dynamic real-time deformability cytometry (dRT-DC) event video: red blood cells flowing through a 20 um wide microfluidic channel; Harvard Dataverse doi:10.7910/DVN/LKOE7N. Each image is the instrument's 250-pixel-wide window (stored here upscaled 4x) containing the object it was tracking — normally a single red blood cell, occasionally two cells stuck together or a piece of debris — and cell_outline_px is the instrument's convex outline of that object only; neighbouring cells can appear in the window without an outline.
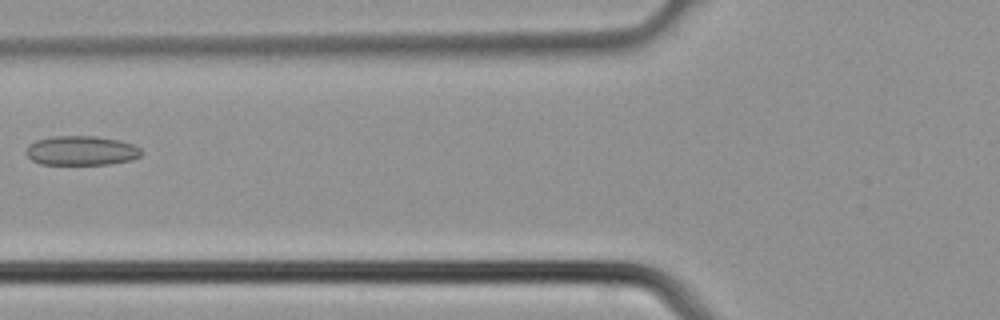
{"species": "common noctule bat (a hibernating species)", "species_latin": "Nyctalus noctula", "temperature_condition": "cold", "stored_images_in_passage": 4, "camera_frame_rate_fps": 3000, "um_per_image_px": 0.085, "animal": {"sex": "male", "body_mass_g": 21.5, "forearm_length_mm": 52.0}, "frame": {"image": 1, "passage_image": 4, "time_ms": 1.0, "image_size_px": [1000, 320], "cell_outline_px": [[144, 152], [140, 156], [132, 160], [108, 164], [40, 164], [32, 160], [24, 152], [28, 144], [36, 140], [52, 136], [96, 136], [116, 140], [132, 144], [140, 148]], "centroid_in_image_um": [6.89, 12.8], "position_along_channel_um": 118.9, "area_um2": 19.83}}